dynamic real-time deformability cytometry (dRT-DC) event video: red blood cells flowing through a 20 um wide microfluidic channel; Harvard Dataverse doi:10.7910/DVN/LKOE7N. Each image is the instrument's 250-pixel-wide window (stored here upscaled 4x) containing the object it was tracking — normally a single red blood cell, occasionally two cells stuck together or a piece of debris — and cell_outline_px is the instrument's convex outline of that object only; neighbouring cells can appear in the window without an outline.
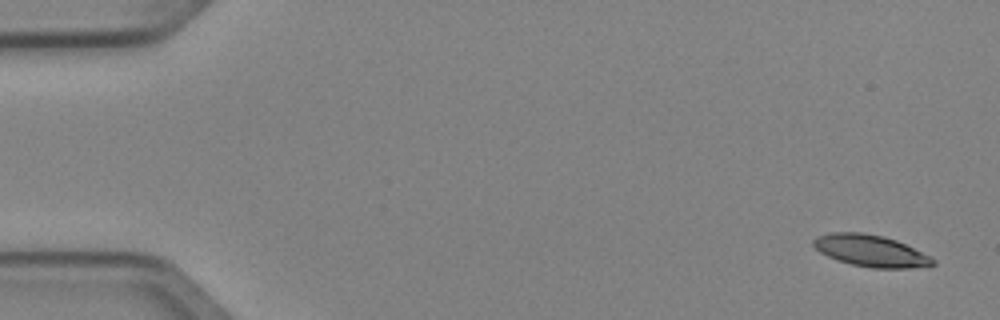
{"species": "Egyptian fruit bat (a non-hibernating species)", "species_latin": "Rousettus aegyptiacus", "temperature_condition": "cold", "stored_images_in_passage": 5, "segment_of_instrument_passage": [1, 2], "camera_frame_rate_fps": 3000, "um_per_image_px": 0.085, "animal": {"sex": "female"}, "frame": {"image": 1, "passage_image": 1, "time_ms": 0.0, "image_size_px": [1000, 320], "cell_outline_px": [[936, 264], [908, 268], [872, 268], [852, 264], [836, 260], [820, 252], [812, 244], [812, 240], [816, 236], [832, 232], [860, 232], [884, 236], [896, 240], [932, 256], [936, 260]], "centroid_in_image_um": [74.01, 21.31], "position_along_channel_um": 11.0, "area_um2": 22.14}}
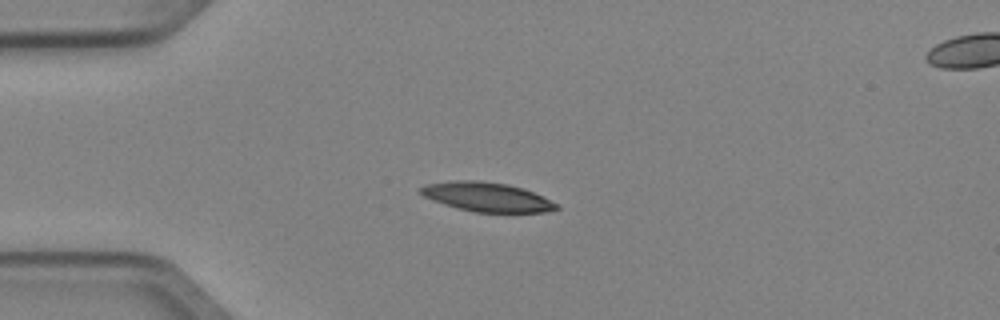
{"frame": {"image": 2, "passage_image": 4, "time_ms": 1.0, "image_size_px": [1000, 320], "cell_outline_px": [[560, 208], [544, 212], [476, 212], [444, 204], [432, 200], [416, 192], [424, 184], [452, 180], [480, 180], [508, 184], [524, 188], [544, 196], [560, 204]], "centroid_in_image_um": [41.4, 16.72], "position_along_channel_um": 43.6, "area_um2": 23.41}}